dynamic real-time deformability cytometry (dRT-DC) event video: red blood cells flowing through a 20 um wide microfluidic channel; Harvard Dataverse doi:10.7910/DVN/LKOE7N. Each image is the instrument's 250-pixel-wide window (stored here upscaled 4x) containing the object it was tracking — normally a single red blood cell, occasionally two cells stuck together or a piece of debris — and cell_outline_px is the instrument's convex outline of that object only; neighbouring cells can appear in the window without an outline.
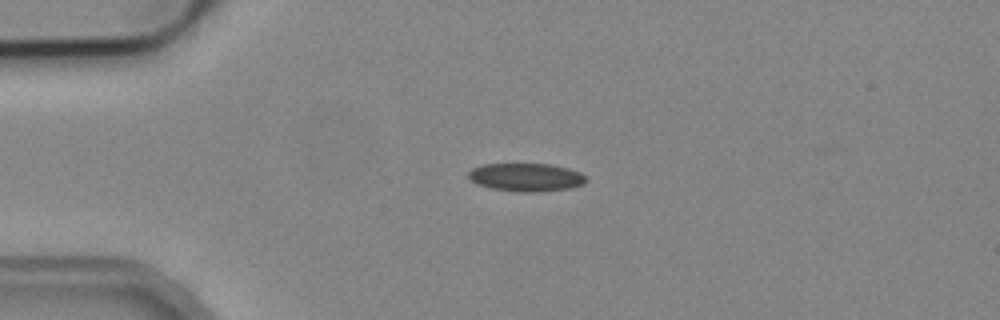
{"species": "common noctule bat (a hibernating species)", "species_latin": "Nyctalus noctula", "temperature_condition": "cold", "stored_images_in_passage": 4, "camera_frame_rate_fps": 3000, "um_per_image_px": 0.085, "animal": {"sex": "male", "body_mass_g": 19.2, "forearm_length_mm": 51.8}, "frame": {"image": 1, "passage_image": 4, "time_ms": 3.667, "image_size_px": [1000, 320], "cell_outline_px": [[588, 180], [584, 184], [572, 188], [540, 192], [516, 192], [492, 188], [476, 184], [468, 180], [468, 172], [472, 168], [484, 164], [552, 164], [568, 168], [580, 172]], "centroid_in_image_um": [44.72, 15.07], "position_along_channel_um": 40.3, "area_um2": 19.59}}